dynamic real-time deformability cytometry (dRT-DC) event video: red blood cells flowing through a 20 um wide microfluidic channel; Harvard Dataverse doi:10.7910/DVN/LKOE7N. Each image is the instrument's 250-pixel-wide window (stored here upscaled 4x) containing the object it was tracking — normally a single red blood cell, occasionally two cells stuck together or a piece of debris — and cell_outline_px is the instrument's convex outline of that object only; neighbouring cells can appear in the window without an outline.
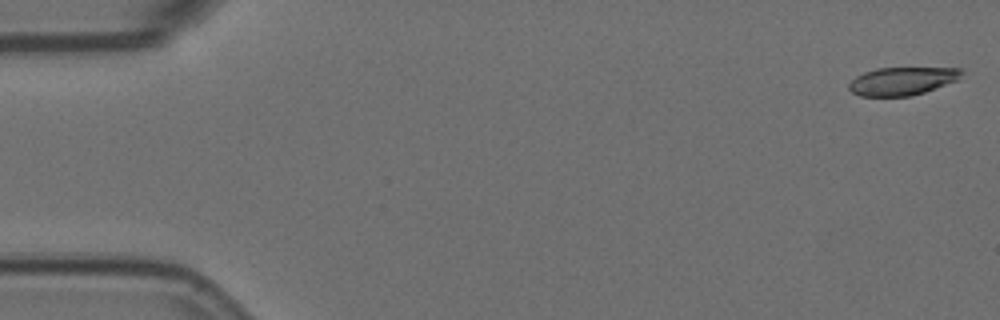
{"species": "Egyptian fruit bat (a non-hibernating species)", "species_latin": "Rousettus aegyptiacus", "temperature_condition": "room temperature", "stored_images_in_passage": 25, "camera_frame_rate_fps": 3000, "um_per_image_px": 0.085, "animal": {"sex": "female"}, "frame": {"image": 1, "passage_image": 1, "time_ms": 0.0, "image_size_px": [1000, 320], "cell_outline_px": [[964, 72], [956, 80], [924, 92], [912, 96], [860, 96], [852, 92], [848, 88], [848, 84], [856, 76], [864, 72], [876, 68], [964, 68]], "centroid_in_image_um": [76.66, 6.89], "position_along_channel_um": 8.3, "area_um2": 18.32}}
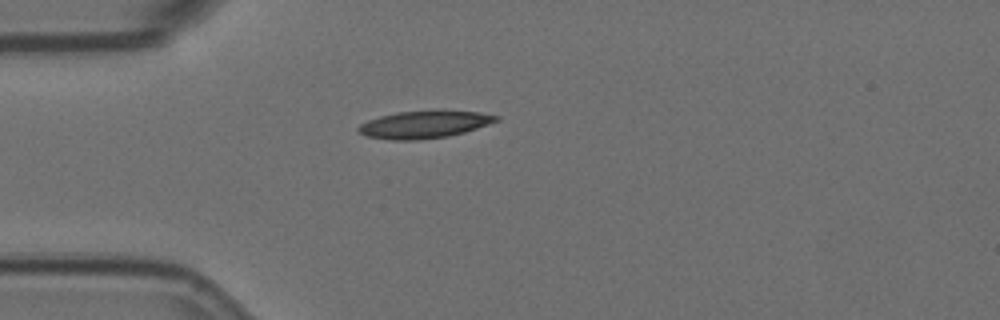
{"frame": {"image": 2, "passage_image": 15, "time_ms": 4.667, "image_size_px": [1000, 320], "cell_outline_px": [[500, 120], [464, 132], [448, 136], [412, 140], [392, 140], [368, 136], [360, 132], [356, 128], [360, 124], [368, 120], [380, 116], [396, 112], [436, 108], [440, 108], [480, 112], [500, 116]], "centroid_in_image_um": [36.11, 10.53], "position_along_channel_um": 48.9, "area_um2": 22.54}}
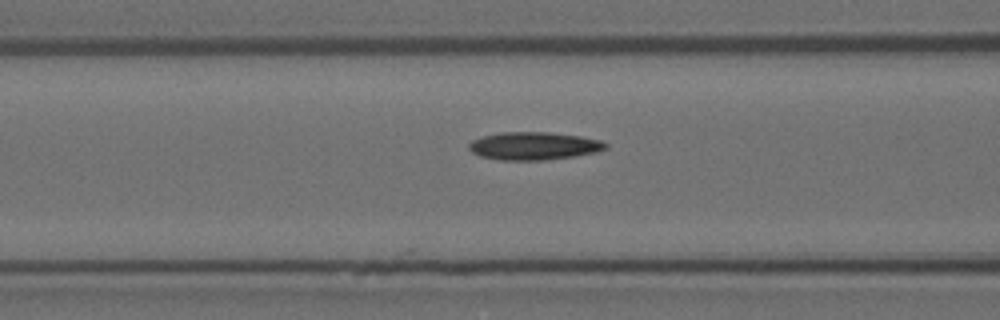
{"frame": {"image": 3, "passage_image": 22, "time_ms": 7.0, "image_size_px": [1000, 320], "cell_outline_px": [[608, 148], [592, 152], [572, 156], [544, 160], [500, 160], [480, 156], [472, 152], [468, 148], [468, 144], [472, 140], [484, 136], [500, 132], [548, 132], [580, 136], [600, 140], [608, 144]], "centroid_in_image_um": [45.34, 12.4], "position_along_channel_um": 121.3, "area_um2": 22.02}}